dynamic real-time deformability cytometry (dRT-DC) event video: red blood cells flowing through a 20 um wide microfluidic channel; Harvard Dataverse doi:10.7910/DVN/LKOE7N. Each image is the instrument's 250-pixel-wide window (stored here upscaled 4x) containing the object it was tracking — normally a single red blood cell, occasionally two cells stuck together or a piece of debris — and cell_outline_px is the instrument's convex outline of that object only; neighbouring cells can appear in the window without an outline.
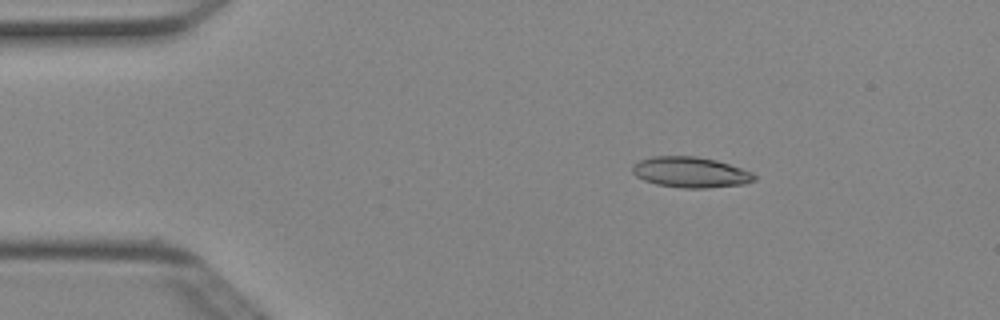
{"species": "Egyptian fruit bat (a non-hibernating species)", "species_latin": "Rousettus aegyptiacus", "temperature_condition": "cold", "stored_images_in_passage": 6, "camera_frame_rate_fps": 3000, "um_per_image_px": 0.085, "animal": {"sex": "female"}, "frame": {"image": 1, "passage_image": 3, "time_ms": 0.667, "image_size_px": [1000, 320], "cell_outline_px": [[756, 180], [744, 184], [708, 188], [684, 188], [656, 184], [644, 180], [636, 176], [632, 172], [632, 164], [640, 160], [652, 156], [696, 156], [716, 160], [752, 172], [756, 176]], "centroid_in_image_um": [58.68, 14.64], "position_along_channel_um": 26.3, "area_um2": 21.79}}
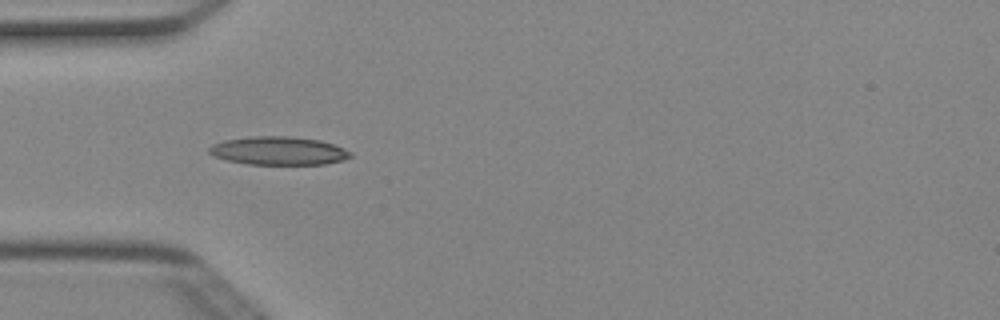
{"frame": {"image": 2, "passage_image": 5, "time_ms": 1.333, "image_size_px": [1000, 320], "cell_outline_px": [[352, 156], [344, 160], [324, 164], [248, 164], [228, 160], [216, 156], [208, 152], [208, 148], [212, 144], [224, 140], [248, 136], [292, 136], [320, 140], [332, 144], [352, 152]], "centroid_in_image_um": [23.68, 12.8], "position_along_channel_um": 61.3, "area_um2": 23.29}}
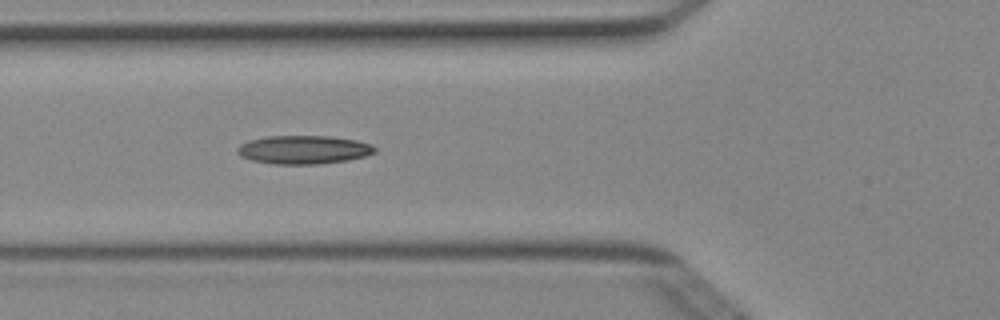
{"frame": {"image": 3, "passage_image": 6, "time_ms": 1.667, "image_size_px": [1000, 320], "cell_outline_px": [[376, 152], [364, 156], [348, 160], [316, 164], [276, 164], [252, 160], [240, 156], [236, 152], [236, 148], [240, 144], [248, 140], [268, 136], [332, 136], [356, 140], [372, 144], [376, 148]], "centroid_in_image_um": [25.8, 12.72], "position_along_channel_um": 100.0, "area_um2": 22.89}}